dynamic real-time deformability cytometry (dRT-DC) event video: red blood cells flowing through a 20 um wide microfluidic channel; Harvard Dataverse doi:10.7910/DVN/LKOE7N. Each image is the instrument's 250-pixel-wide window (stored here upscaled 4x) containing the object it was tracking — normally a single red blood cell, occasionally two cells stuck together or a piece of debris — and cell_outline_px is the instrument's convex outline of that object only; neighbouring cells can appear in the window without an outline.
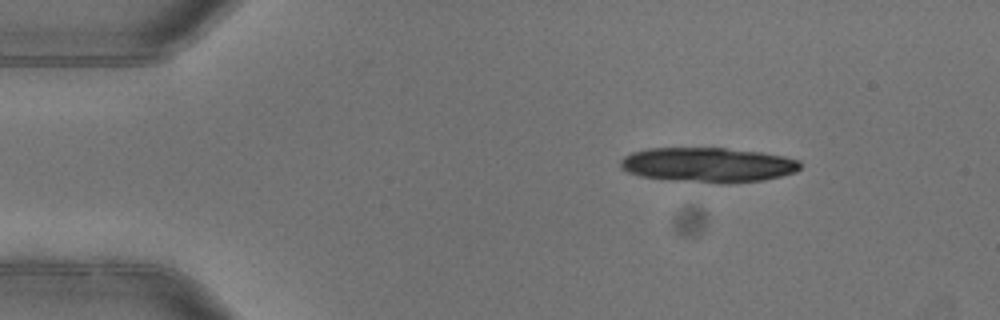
{"species": "common noctule bat (a hibernating species)", "species_latin": "Nyctalus noctula", "temperature_condition": "warm", "stored_images_in_passage": 4, "segment_of_instrument_passage": [1, 2], "camera_frame_rate_fps": 3000, "um_per_image_px": 0.085, "animal": {"sex": "female"}, "frame": {"image": 1, "passage_image": 1, "time_ms": 0.0, "image_size_px": [1000, 320], "cell_outline_px": [[800, 168], [796, 172], [764, 180], [728, 184], [716, 184], [672, 180], [640, 176], [628, 172], [620, 168], [620, 160], [624, 156], [632, 152], [648, 148], [724, 148], [760, 152], [784, 156], [800, 160]], "centroid_in_image_um": [60.18, 14.02], "position_along_channel_um": 24.8, "area_um2": 36.76}}